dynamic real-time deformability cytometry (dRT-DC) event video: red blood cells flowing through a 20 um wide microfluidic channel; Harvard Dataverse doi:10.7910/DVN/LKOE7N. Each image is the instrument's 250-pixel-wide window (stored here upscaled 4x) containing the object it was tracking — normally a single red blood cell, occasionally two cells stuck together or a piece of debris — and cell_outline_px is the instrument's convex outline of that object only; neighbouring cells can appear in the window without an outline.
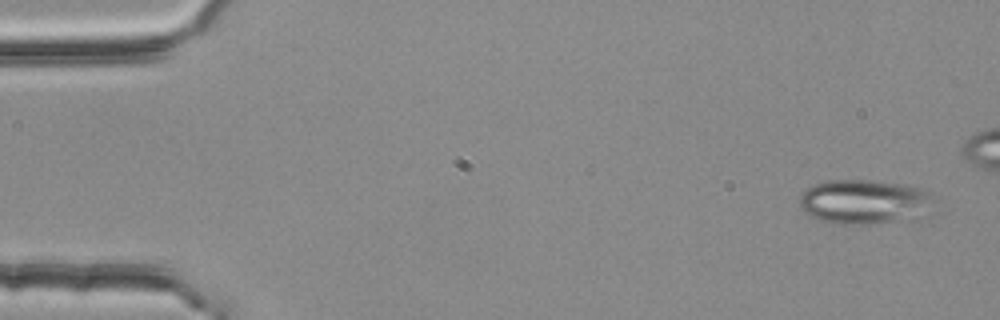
{"species": "common noctule bat (a hibernating species)", "species_latin": "Nyctalus noctula", "temperature_condition": "room temperature", "stored_images_in_passage": 5, "camera_frame_rate_fps": 3000, "um_per_image_px": 0.085, "animal": {"sex": "female", "body_mass_g": 25.1}, "frame": {"image": 1, "passage_image": 1, "time_ms": 0.0, "image_size_px": [1000, 320], "cell_outline_px": [[940, 212], [932, 216], [864, 224], [840, 224], [824, 220], [812, 216], [804, 212], [800, 208], [800, 196], [808, 188], [816, 184], [828, 180], [868, 180], [904, 184], [928, 192], [932, 196]], "centroid_in_image_um": [73.63, 17.16], "position_along_channel_um": 11.4, "area_um2": 35.32}}